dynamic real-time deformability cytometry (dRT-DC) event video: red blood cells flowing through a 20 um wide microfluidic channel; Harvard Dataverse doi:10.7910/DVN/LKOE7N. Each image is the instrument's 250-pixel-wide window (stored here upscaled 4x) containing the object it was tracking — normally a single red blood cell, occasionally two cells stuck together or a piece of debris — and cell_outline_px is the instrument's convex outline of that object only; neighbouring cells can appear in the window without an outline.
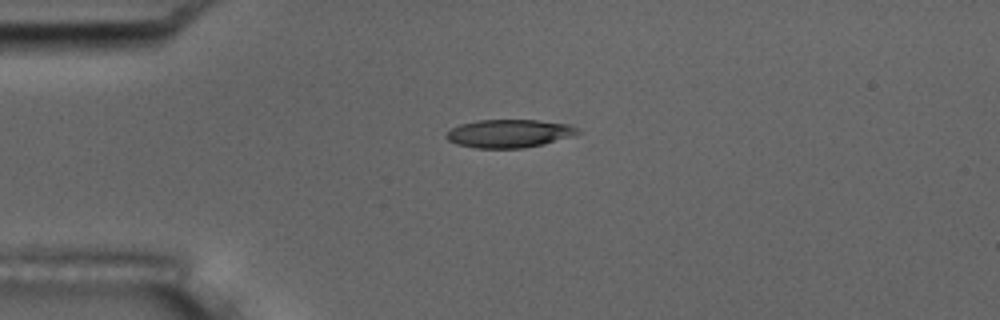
{"species": "common noctule bat (a hibernating species)", "species_latin": "Nyctalus noctula", "temperature_condition": "room temperature", "stored_images_in_passage": 3, "camera_frame_rate_fps": 3000, "um_per_image_px": 0.085, "animal": {"sex": "male", "body_mass_g": 17.5, "forearm_length_mm": 52.3}, "frame": {"image": 1, "passage_image": 3, "time_ms": 2.333, "image_size_px": [1000, 320], "cell_outline_px": [[580, 132], [572, 136], [544, 144], [524, 148], [476, 148], [456, 144], [448, 140], [444, 136], [452, 128], [460, 124], [476, 120], [536, 120], [572, 124]], "centroid_in_image_um": [43.27, 11.34], "position_along_channel_um": 41.7, "area_um2": 21.62}}